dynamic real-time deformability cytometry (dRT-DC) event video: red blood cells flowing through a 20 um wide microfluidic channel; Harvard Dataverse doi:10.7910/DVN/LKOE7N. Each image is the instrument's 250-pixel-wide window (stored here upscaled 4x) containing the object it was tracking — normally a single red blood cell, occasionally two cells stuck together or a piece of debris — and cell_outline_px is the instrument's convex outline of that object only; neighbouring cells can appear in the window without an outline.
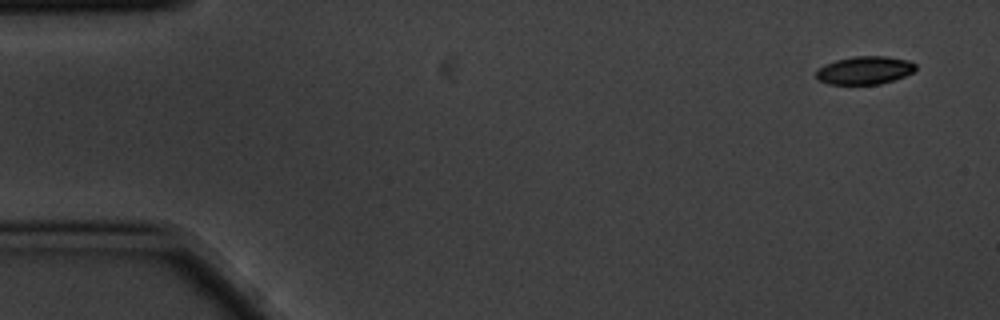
{"species": "common noctule bat (a hibernating species)", "species_latin": "Nyctalus noctula", "temperature_condition": "cold", "stored_images_in_passage": 4, "camera_frame_rate_fps": 3000, "um_per_image_px": 0.085, "animal": {"sex": "male", "body_mass_g": 20.1, "forearm_length_mm": 53.5}, "frame": {"image": 1, "passage_image": 1, "time_ms": 0.0, "image_size_px": [1000, 320], "cell_outline_px": [[916, 68], [912, 72], [904, 76], [880, 84], [828, 84], [820, 80], [816, 76], [816, 68], [824, 64], [836, 60], [856, 56], [888, 56], [908, 60], [916, 64]], "centroid_in_image_um": [73.48, 5.96], "position_along_channel_um": 11.5, "area_um2": 16.24}}
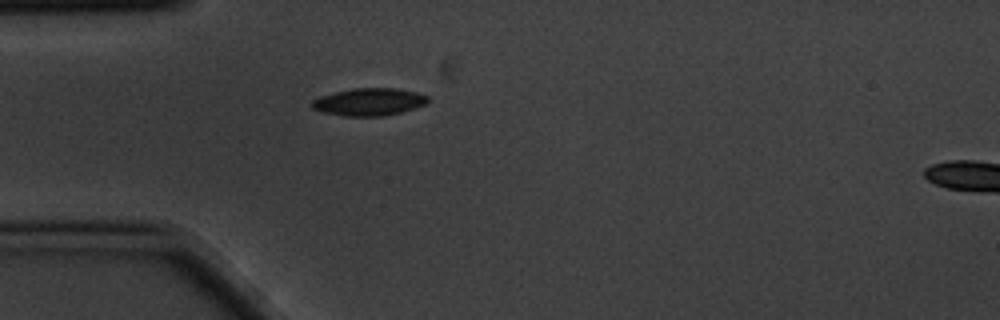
{"frame": {"image": 2, "passage_image": 4, "time_ms": 1.0, "image_size_px": [1000, 320], "cell_outline_px": [[428, 100], [424, 104], [400, 112], [384, 116], [344, 116], [324, 112], [312, 108], [308, 104], [312, 100], [320, 96], [352, 88], [396, 88], [416, 92], [428, 96]], "centroid_in_image_um": [31.32, 8.65], "position_along_channel_um": 53.7, "area_um2": 18.44}}